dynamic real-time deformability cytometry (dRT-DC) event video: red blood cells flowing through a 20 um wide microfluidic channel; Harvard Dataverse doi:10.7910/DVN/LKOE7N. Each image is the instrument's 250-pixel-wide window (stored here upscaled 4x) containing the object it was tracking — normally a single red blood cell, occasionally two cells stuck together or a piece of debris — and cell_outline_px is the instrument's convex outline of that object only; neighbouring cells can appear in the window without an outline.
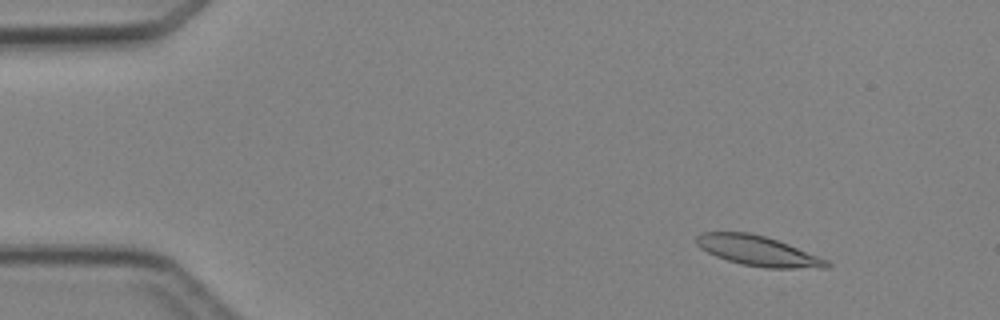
{"species": "Egyptian fruit bat (a non-hibernating species)", "species_latin": "Rousettus aegyptiacus", "temperature_condition": "cold", "stored_images_in_passage": 4, "camera_frame_rate_fps": 3000, "um_per_image_px": 0.085, "animal": {"sex": "female"}, "frame": {"image": 1, "passage_image": 1, "time_ms": 0.0, "image_size_px": [1000, 320], "cell_outline_px": [[832, 264], [828, 268], [764, 268], [740, 264], [716, 256], [700, 248], [696, 244], [696, 236], [700, 232], [748, 232], [764, 236], [788, 244], [828, 260]], "centroid_in_image_um": [64.42, 21.33], "position_along_channel_um": 20.6, "area_um2": 22.77}}
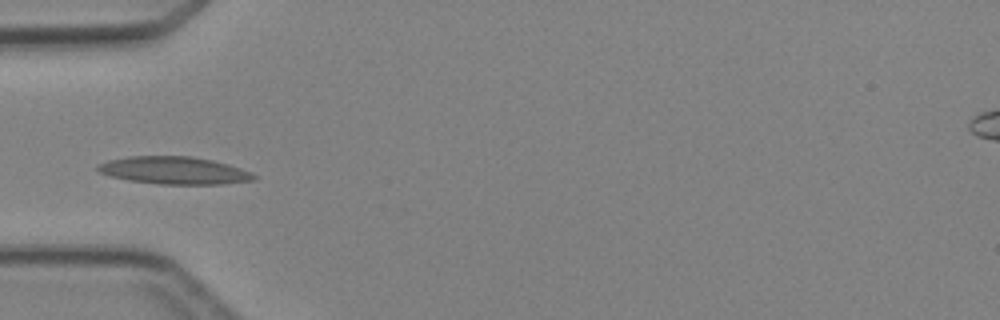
{"frame": {"image": 2, "passage_image": 4, "time_ms": 3.333, "image_size_px": [1000, 320], "cell_outline_px": [[256, 176], [252, 180], [220, 184], [160, 184], [128, 180], [108, 176], [100, 172], [96, 168], [96, 164], [108, 160], [128, 156], [188, 156], [212, 160], [228, 164], [252, 172]], "centroid_in_image_um": [14.75, 14.48], "position_along_channel_um": 70.3, "area_um2": 24.97}}